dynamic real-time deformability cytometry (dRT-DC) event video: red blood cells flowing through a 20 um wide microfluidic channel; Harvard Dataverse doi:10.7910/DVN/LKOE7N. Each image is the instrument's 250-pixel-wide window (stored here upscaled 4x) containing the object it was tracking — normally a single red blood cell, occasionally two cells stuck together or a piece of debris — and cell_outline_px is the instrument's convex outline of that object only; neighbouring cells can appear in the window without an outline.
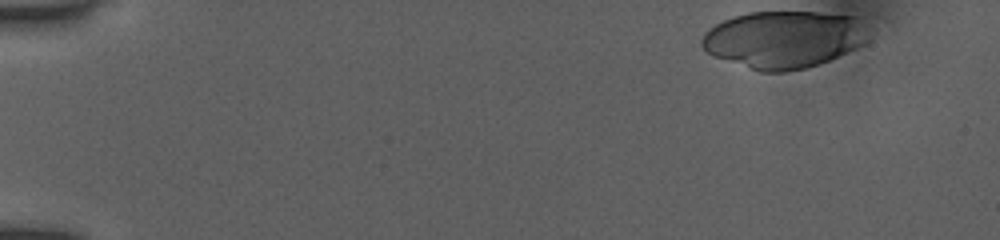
{"species": "human", "species_latin": "Homo sapiens", "temperature_condition": "room temperature", "stored_images_in_passage": 44, "camera_frame_rate_fps": 3000, "um_per_image_px": 0.085, "donor": {"sex": "female"}, "frame": {"image": 1, "passage_image": 1, "time_ms": 0.0, "image_size_px": [1000, 240], "cell_outline_px": [[864, 44], [856, 48], [820, 64], [804, 68], [784, 72], [760, 72], [716, 56], [708, 52], [700, 44], [700, 40], [704, 32], [708, 28], [724, 20], [748, 12], [816, 12], [860, 16], [864, 40]], "centroid_in_image_um": [66.58, 3.34], "position_along_channel_um": 18.4, "area_um2": 55.08}}
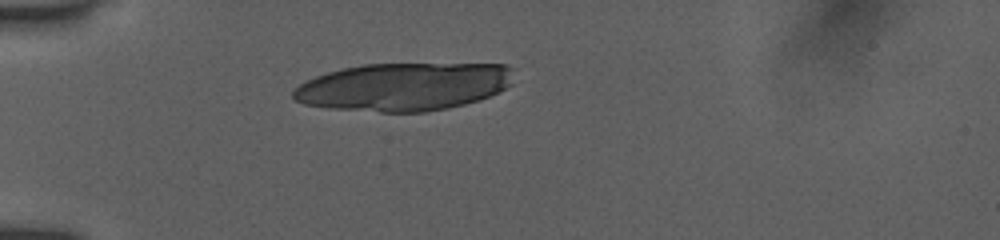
{"frame": {"image": 2, "passage_image": 12, "time_ms": 3.667, "image_size_px": [1000, 240], "cell_outline_px": [[512, 84], [480, 100], [448, 108], [424, 112], [380, 112], [328, 108], [304, 104], [296, 100], [292, 96], [292, 92], [300, 84], [316, 76], [328, 72], [344, 68], [364, 64], [508, 64], [512, 68]], "centroid_in_image_um": [34.32, 7.37], "position_along_channel_um": 50.7, "area_um2": 61.56}}